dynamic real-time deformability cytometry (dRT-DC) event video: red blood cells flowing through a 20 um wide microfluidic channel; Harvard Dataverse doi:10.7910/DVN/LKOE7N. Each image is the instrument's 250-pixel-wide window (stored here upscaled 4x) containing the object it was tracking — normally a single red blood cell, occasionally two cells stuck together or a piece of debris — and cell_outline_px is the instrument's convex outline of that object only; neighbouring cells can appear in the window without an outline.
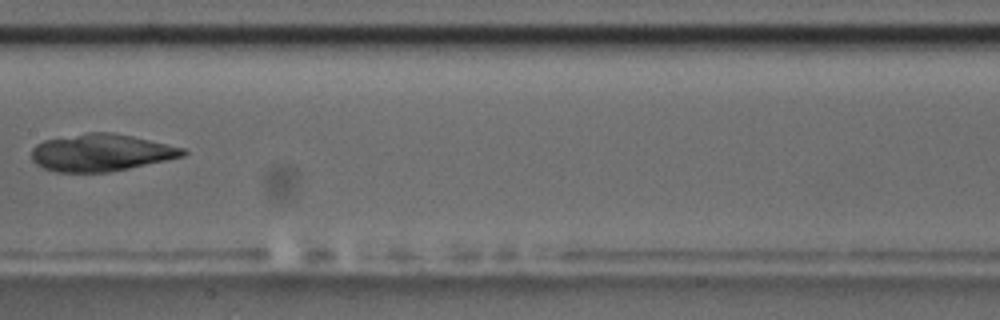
{"species": "common noctule bat (a hibernating species)", "species_latin": "Nyctalus noctula", "temperature_condition": "room temperature", "stored_images_in_passage": 7, "camera_frame_rate_fps": 3000, "um_per_image_px": 0.085, "animal": {"sex": "male", "body_mass_g": 17.5, "forearm_length_mm": 52.3}, "frame": {"image": 1, "passage_image": 5, "time_ms": 1.333, "image_size_px": [1000, 320], "cell_outline_px": [[188, 152], [184, 156], [128, 168], [108, 172], [56, 172], [44, 168], [36, 164], [32, 160], [32, 148], [36, 144], [44, 140], [88, 132], [112, 132], [132, 136], [184, 148]], "centroid_in_image_um": [8.56, 12.97], "position_along_channel_um": 198.8, "area_um2": 32.6}}